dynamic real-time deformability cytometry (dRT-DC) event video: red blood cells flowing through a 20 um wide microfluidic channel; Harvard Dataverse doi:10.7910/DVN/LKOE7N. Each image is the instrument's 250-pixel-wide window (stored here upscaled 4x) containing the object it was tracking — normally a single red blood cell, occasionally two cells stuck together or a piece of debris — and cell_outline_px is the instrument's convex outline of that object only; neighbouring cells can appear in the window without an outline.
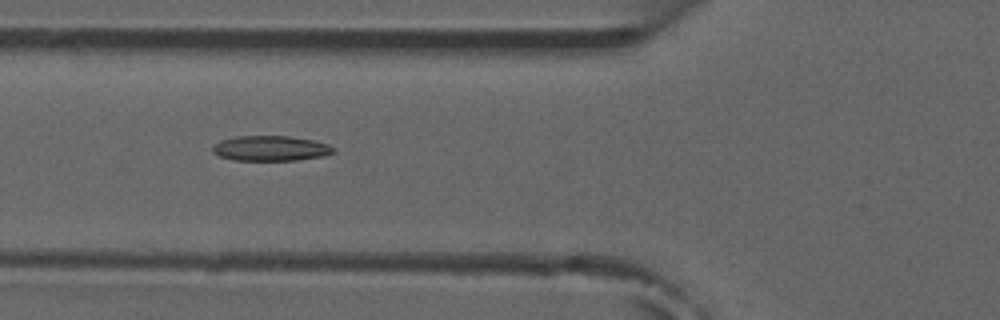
{"species": "common noctule bat (a hibernating species)", "species_latin": "Nyctalus noctula", "temperature_condition": "room temperature", "stored_images_in_passage": 7, "camera_frame_rate_fps": 3000, "um_per_image_px": 0.085, "animal": {"sex": "male", "forearm_length_mm": 52.5}, "frame": {"image": 1, "passage_image": 6, "time_ms": 6.0, "image_size_px": [1000, 320], "cell_outline_px": [[336, 152], [324, 156], [296, 160], [236, 160], [220, 156], [212, 152], [212, 144], [220, 140], [236, 136], [288, 136], [312, 140], [328, 144], [336, 148]], "centroid_in_image_um": [23.01, 12.6], "position_along_channel_um": 102.8, "area_um2": 17.8}}
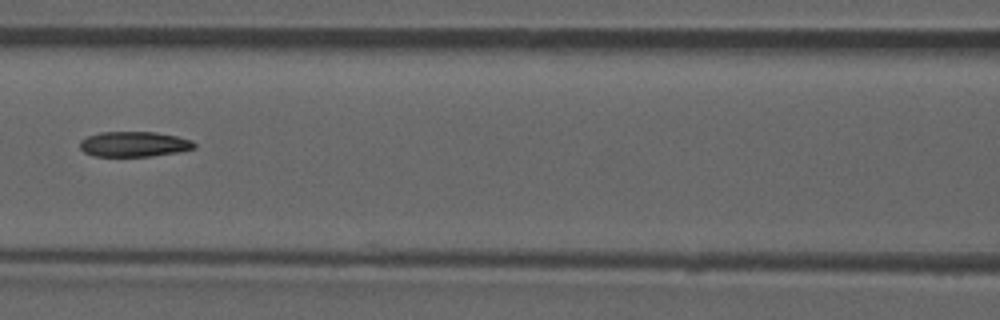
{"frame": {"image": 2, "passage_image": 7, "time_ms": 7.333, "image_size_px": [1000, 320], "cell_outline_px": [[196, 148], [176, 152], [152, 156], [96, 156], [84, 152], [80, 148], [80, 140], [88, 136], [100, 132], [156, 132], [176, 136], [192, 140], [196, 144]], "centroid_in_image_um": [11.4, 12.25], "position_along_channel_um": 155.2, "area_um2": 16.76}}